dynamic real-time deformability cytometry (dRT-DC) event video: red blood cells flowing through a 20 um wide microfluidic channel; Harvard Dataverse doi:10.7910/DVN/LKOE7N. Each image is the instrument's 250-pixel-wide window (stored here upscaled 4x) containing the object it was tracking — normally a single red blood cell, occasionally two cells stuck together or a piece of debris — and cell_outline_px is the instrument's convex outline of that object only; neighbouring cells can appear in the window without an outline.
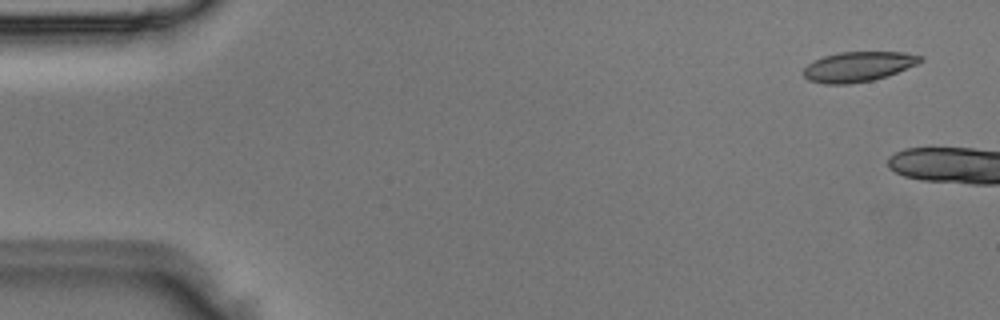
{"species": "Egyptian fruit bat (a non-hibernating species)", "species_latin": "Rousettus aegyptiacus", "temperature_condition": "room temperature", "stored_images_in_passage": 2, "camera_frame_rate_fps": 3000, "um_per_image_px": 0.085, "animal": {"sex": "male"}, "frame": {"image": 1, "passage_image": 1, "time_ms": 0.0, "image_size_px": [1000, 320], "cell_outline_px": [[924, 60], [916, 64], [888, 76], [872, 80], [848, 84], [824, 84], [808, 80], [804, 76], [804, 68], [812, 60], [824, 56], [840, 52], [904, 52], [924, 56]], "centroid_in_image_um": [72.95, 5.66], "position_along_channel_um": 12.1, "area_um2": 20.46}}